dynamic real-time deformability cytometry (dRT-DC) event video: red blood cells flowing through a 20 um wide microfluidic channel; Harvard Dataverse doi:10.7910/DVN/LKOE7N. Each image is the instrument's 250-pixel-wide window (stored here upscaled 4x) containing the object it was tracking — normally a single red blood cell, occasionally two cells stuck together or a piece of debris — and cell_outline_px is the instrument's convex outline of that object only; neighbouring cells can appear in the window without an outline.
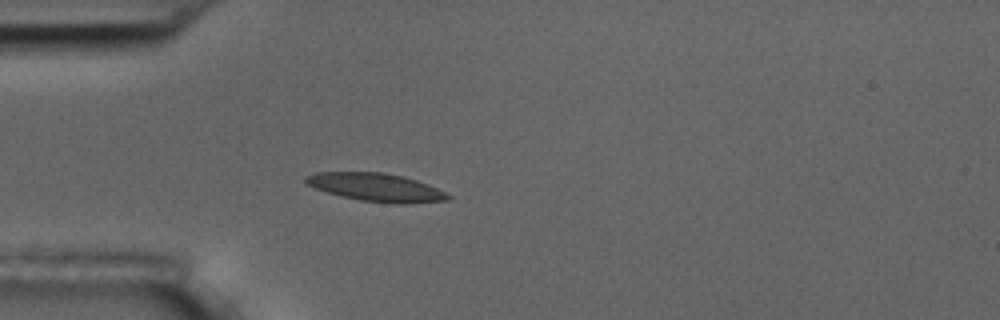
{"species": "common noctule bat (a hibernating species)", "species_latin": "Nyctalus noctula", "temperature_condition": "room temperature", "stored_images_in_passage": 5, "camera_frame_rate_fps": 3000, "um_per_image_px": 0.085, "animal": {"sex": "male", "body_mass_g": 17.5, "forearm_length_mm": 52.3}, "frame": {"image": 1, "passage_image": 5, "time_ms": 4.667, "image_size_px": [1000, 320], "cell_outline_px": [[452, 196], [448, 200], [408, 204], [396, 204], [360, 200], [340, 196], [316, 188], [308, 184], [304, 180], [304, 176], [316, 172], [380, 172], [404, 176], [428, 184]], "centroid_in_image_um": [31.97, 15.92], "position_along_channel_um": 53.0, "area_um2": 23.29}}